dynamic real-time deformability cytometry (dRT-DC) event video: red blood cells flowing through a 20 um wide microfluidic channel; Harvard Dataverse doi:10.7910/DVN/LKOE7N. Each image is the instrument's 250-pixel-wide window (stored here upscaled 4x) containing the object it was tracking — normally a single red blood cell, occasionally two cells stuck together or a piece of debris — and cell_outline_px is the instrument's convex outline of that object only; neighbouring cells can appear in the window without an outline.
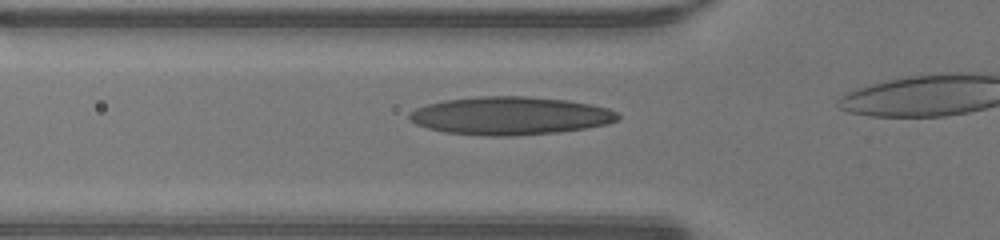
{"species": "human", "species_latin": "Homo sapiens", "temperature_condition": "warm", "stored_images_in_passage": 17, "camera_frame_rate_fps": 3000, "um_per_image_px": 0.085, "donor": {"sex": "male"}, "frame": {"image": 1, "passage_image": 10, "time_ms": 3.0, "image_size_px": [1000, 240], "cell_outline_px": [[620, 116], [616, 120], [604, 124], [584, 128], [556, 132], [508, 136], [492, 136], [448, 132], [428, 128], [416, 124], [408, 116], [408, 112], [416, 108], [428, 104], [444, 100], [476, 96], [524, 96], [568, 100], [608, 108], [616, 112]], "centroid_in_image_um": [43.33, 9.83], "position_along_channel_um": 82.5, "area_um2": 45.78}}
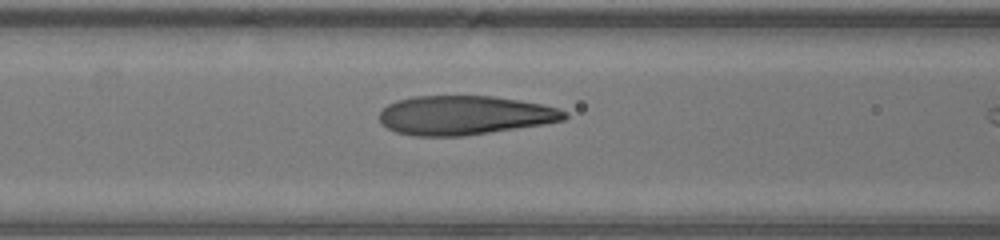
{"frame": {"image": 2, "passage_image": 13, "time_ms": 4.0, "image_size_px": [1000, 240], "cell_outline_px": [[568, 116], [564, 120], [544, 124], [460, 136], [416, 136], [396, 132], [388, 128], [380, 120], [380, 112], [388, 104], [396, 100], [412, 96], [492, 96], [520, 100], [540, 104], [556, 108], [568, 112]], "centroid_in_image_um": [39.48, 9.79], "position_along_channel_um": 127.1, "area_um2": 41.91}}
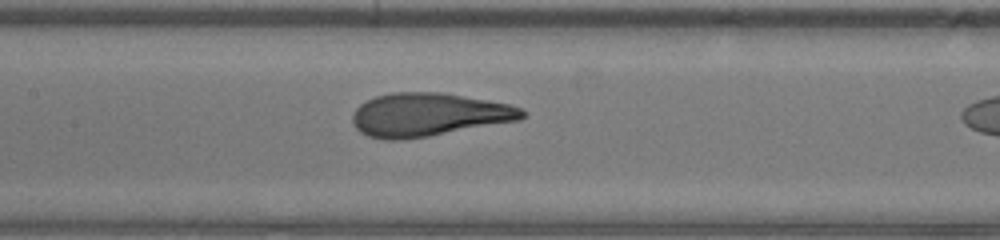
{"frame": {"image": 3, "passage_image": 16, "time_ms": 5.0, "image_size_px": [1000, 240], "cell_outline_px": [[528, 112], [520, 120], [428, 136], [400, 140], [388, 140], [368, 136], [360, 132], [356, 128], [352, 120], [352, 116], [356, 108], [360, 104], [376, 96], [392, 92], [444, 92], [488, 100], [508, 104], [520, 108]], "centroid_in_image_um": [36.42, 9.74], "position_along_channel_um": 171.0, "area_um2": 42.77}}